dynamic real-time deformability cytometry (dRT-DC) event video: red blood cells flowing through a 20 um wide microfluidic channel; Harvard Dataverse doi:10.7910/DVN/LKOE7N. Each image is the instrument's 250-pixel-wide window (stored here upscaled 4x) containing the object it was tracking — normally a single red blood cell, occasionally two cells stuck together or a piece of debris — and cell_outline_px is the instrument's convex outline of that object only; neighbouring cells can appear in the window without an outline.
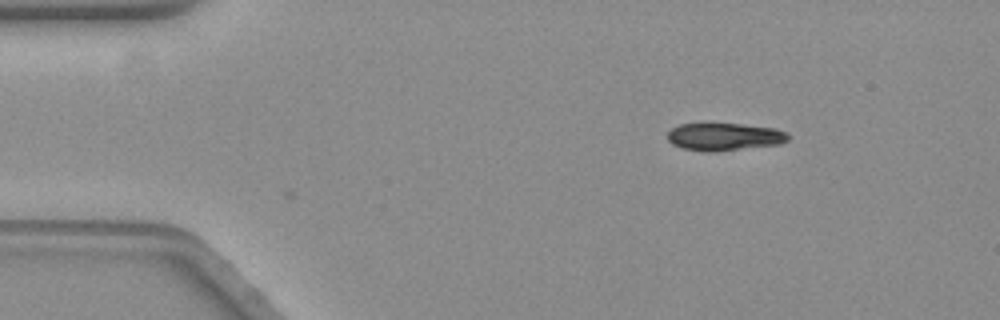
{"species": "common noctule bat (a hibernating species)", "species_latin": "Nyctalus noctula", "temperature_condition": "warm", "stored_images_in_passage": 2, "camera_frame_rate_fps": 3000, "um_per_image_px": 0.085, "animal": {"sex": "female", "body_mass_g": 19.3, "forearm_length_mm": 54.1}, "frame": {"image": 1, "passage_image": 2, "time_ms": 0.333, "image_size_px": [1000, 320], "cell_outline_px": [[788, 140], [780, 144], [716, 152], [704, 152], [684, 148], [672, 144], [668, 140], [668, 132], [672, 128], [680, 124], [740, 124], [776, 128], [784, 132], [788, 136]], "centroid_in_image_um": [61.56, 11.63], "position_along_channel_um": 23.4, "area_um2": 19.31}}